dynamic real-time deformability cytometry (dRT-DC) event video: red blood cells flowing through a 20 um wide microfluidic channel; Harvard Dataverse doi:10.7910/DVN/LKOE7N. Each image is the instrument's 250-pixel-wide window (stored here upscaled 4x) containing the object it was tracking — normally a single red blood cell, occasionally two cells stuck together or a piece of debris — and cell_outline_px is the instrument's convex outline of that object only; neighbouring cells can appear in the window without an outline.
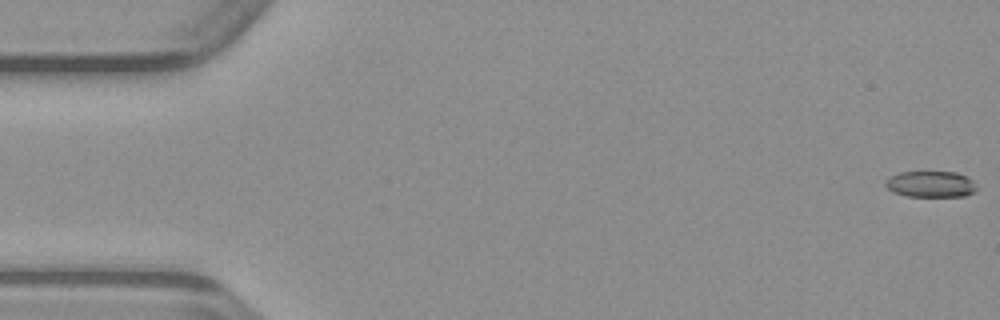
{"species": "common noctule bat (a hibernating species)", "species_latin": "Nyctalus noctula", "temperature_condition": "warm", "stored_images_in_passage": 50, "camera_frame_rate_fps": 3000, "um_per_image_px": 0.085, "animal": {"sex": "male", "body_mass_g": 23.1, "forearm_length_mm": 52.7}, "frame": {"image": 1, "passage_image": 1, "time_ms": 0.0, "image_size_px": [1000, 320], "cell_outline_px": [[976, 188], [972, 192], [964, 196], [908, 196], [892, 192], [884, 184], [892, 176], [900, 172], [956, 172], [968, 176], [972, 180]], "centroid_in_image_um": [79.12, 15.65], "position_along_channel_um": 5.9, "area_um2": 13.7}}
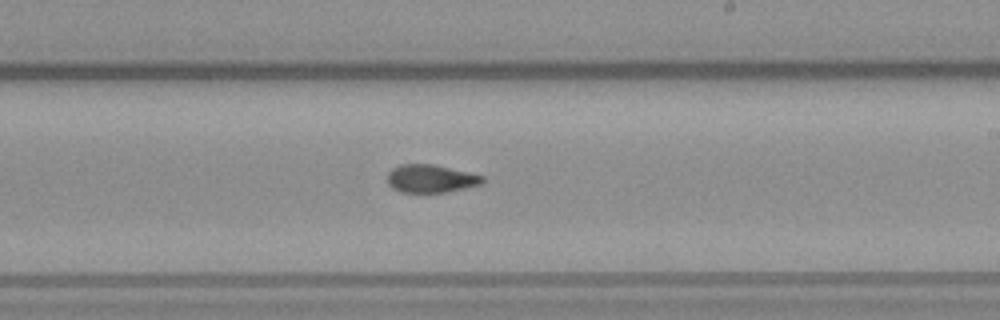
{"frame": {"image": 2, "passage_image": 29, "time_ms": 9.333, "image_size_px": [1000, 320], "cell_outline_px": [[484, 184], [444, 192], [400, 192], [392, 188], [388, 184], [388, 172], [392, 168], [400, 164], [432, 164], [468, 172], [484, 176]], "centroid_in_image_um": [36.61, 15.18], "position_along_channel_um": 252.4, "area_um2": 15.49}}
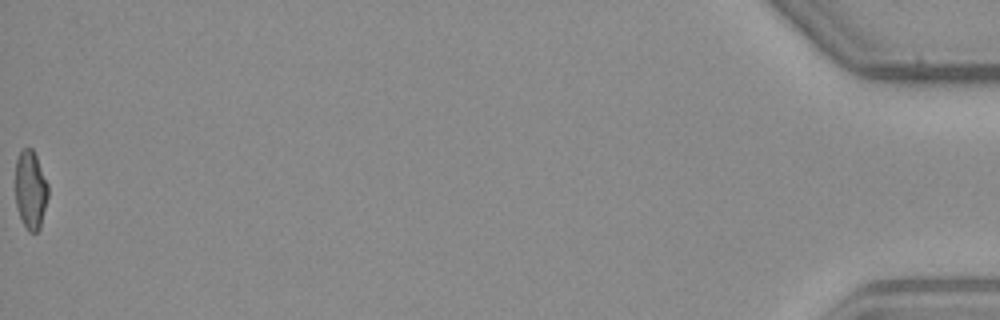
{"frame": {"image": 3, "passage_image": 50, "time_ms": 16.333, "image_size_px": [1000, 320], "cell_outline_px": [[48, 196], [40, 228], [36, 232], [28, 232], [20, 216], [16, 204], [16, 160], [20, 152], [24, 148], [32, 148], [36, 156], [48, 184]], "centroid_in_image_um": [2.6, 16.14], "position_along_channel_um": 432.6, "area_um2": 14.8}}